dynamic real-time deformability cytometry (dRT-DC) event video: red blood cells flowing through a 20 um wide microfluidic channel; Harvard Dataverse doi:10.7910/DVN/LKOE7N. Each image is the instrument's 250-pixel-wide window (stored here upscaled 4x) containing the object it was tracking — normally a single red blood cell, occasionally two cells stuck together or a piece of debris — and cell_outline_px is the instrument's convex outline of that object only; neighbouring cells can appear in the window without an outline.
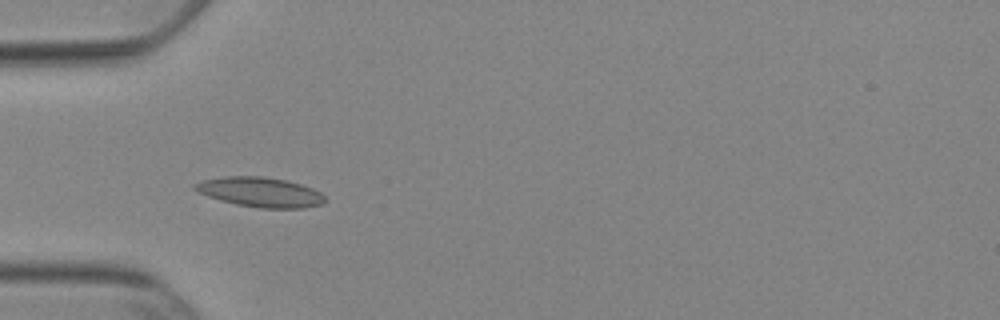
{"species": "Egyptian fruit bat (a non-hibernating species)", "species_latin": "Rousettus aegyptiacus", "temperature_condition": "cold", "stored_images_in_passage": 10, "camera_frame_rate_fps": 3000, "um_per_image_px": 0.085, "animal": {"sex": "female"}, "frame": {"image": 1, "passage_image": 4, "time_ms": 1.0, "image_size_px": [1000, 320], "cell_outline_px": [[324, 204], [304, 208], [260, 208], [236, 204], [220, 200], [208, 196], [192, 188], [192, 184], [204, 180], [224, 176], [264, 176], [288, 180], [312, 188], [320, 192], [324, 196]], "centroid_in_image_um": [22.13, 16.32], "position_along_channel_um": 62.9, "area_um2": 22.6}}
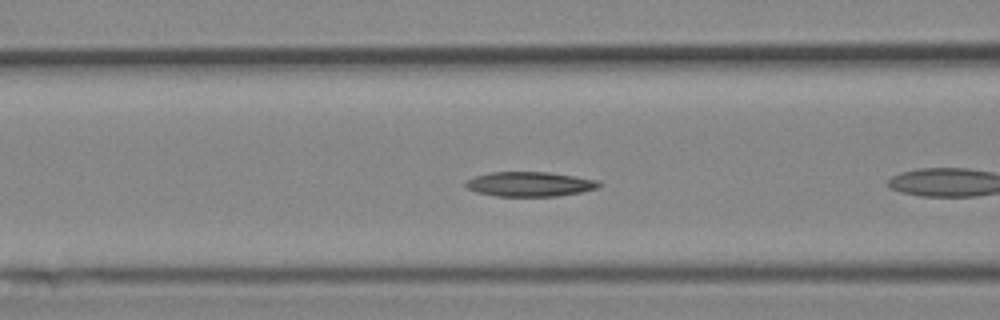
{"frame": {"image": 2, "passage_image": 6, "time_ms": 1.667, "image_size_px": [1000, 320], "cell_outline_px": [[600, 184], [596, 188], [580, 192], [556, 196], [496, 196], [476, 192], [468, 188], [464, 184], [464, 180], [488, 172], [548, 172], [576, 176], [600, 180]], "centroid_in_image_um": [45.0, 15.64], "position_along_channel_um": 121.6, "area_um2": 19.19}}
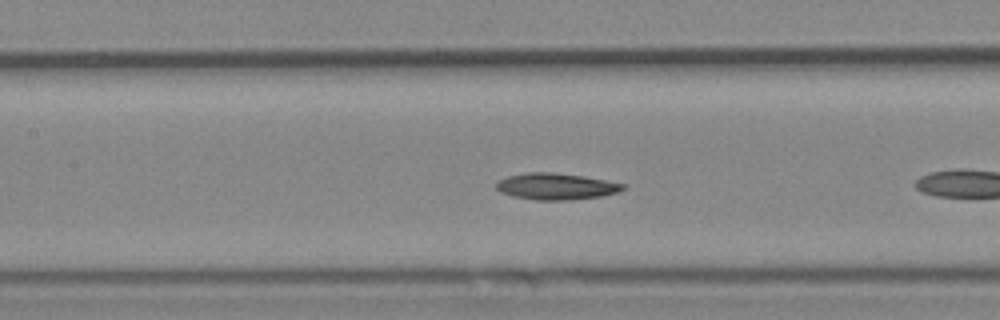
{"frame": {"image": 3, "passage_image": 9, "time_ms": 2.667, "image_size_px": [1000, 320], "cell_outline_px": [[624, 188], [620, 192], [600, 196], [568, 200], [536, 200], [512, 196], [500, 192], [496, 188], [496, 180], [508, 176], [524, 172], [552, 172], [584, 176], [624, 184]], "centroid_in_image_um": [47.21, 15.84], "position_along_channel_um": 160.2, "area_um2": 19.59}}